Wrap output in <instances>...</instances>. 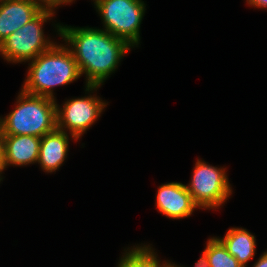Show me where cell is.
Listing matches in <instances>:
<instances>
[{
	"instance_id": "obj_11",
	"label": "cell",
	"mask_w": 267,
	"mask_h": 267,
	"mask_svg": "<svg viewBox=\"0 0 267 267\" xmlns=\"http://www.w3.org/2000/svg\"><path fill=\"white\" fill-rule=\"evenodd\" d=\"M69 135L56 128L41 137L38 162L43 171L56 172L67 157Z\"/></svg>"
},
{
	"instance_id": "obj_6",
	"label": "cell",
	"mask_w": 267,
	"mask_h": 267,
	"mask_svg": "<svg viewBox=\"0 0 267 267\" xmlns=\"http://www.w3.org/2000/svg\"><path fill=\"white\" fill-rule=\"evenodd\" d=\"M225 169L197 159L191 182L185 186L199 209L219 208L232 194Z\"/></svg>"
},
{
	"instance_id": "obj_20",
	"label": "cell",
	"mask_w": 267,
	"mask_h": 267,
	"mask_svg": "<svg viewBox=\"0 0 267 267\" xmlns=\"http://www.w3.org/2000/svg\"><path fill=\"white\" fill-rule=\"evenodd\" d=\"M168 267H179L178 265H175V263H171Z\"/></svg>"
},
{
	"instance_id": "obj_12",
	"label": "cell",
	"mask_w": 267,
	"mask_h": 267,
	"mask_svg": "<svg viewBox=\"0 0 267 267\" xmlns=\"http://www.w3.org/2000/svg\"><path fill=\"white\" fill-rule=\"evenodd\" d=\"M227 251L234 256L242 267L252 260L256 251V239L244 228H230L223 239L218 238Z\"/></svg>"
},
{
	"instance_id": "obj_19",
	"label": "cell",
	"mask_w": 267,
	"mask_h": 267,
	"mask_svg": "<svg viewBox=\"0 0 267 267\" xmlns=\"http://www.w3.org/2000/svg\"><path fill=\"white\" fill-rule=\"evenodd\" d=\"M3 171V151H2V133L0 130V174H2ZM2 178L0 175V182H1Z\"/></svg>"
},
{
	"instance_id": "obj_2",
	"label": "cell",
	"mask_w": 267,
	"mask_h": 267,
	"mask_svg": "<svg viewBox=\"0 0 267 267\" xmlns=\"http://www.w3.org/2000/svg\"><path fill=\"white\" fill-rule=\"evenodd\" d=\"M66 46L54 43L29 63L27 79L22 86L25 92L55 99L54 87L80 78L77 62Z\"/></svg>"
},
{
	"instance_id": "obj_8",
	"label": "cell",
	"mask_w": 267,
	"mask_h": 267,
	"mask_svg": "<svg viewBox=\"0 0 267 267\" xmlns=\"http://www.w3.org/2000/svg\"><path fill=\"white\" fill-rule=\"evenodd\" d=\"M156 206L159 212L171 219L189 217L194 209L199 208L186 186L179 182H170L159 186Z\"/></svg>"
},
{
	"instance_id": "obj_17",
	"label": "cell",
	"mask_w": 267,
	"mask_h": 267,
	"mask_svg": "<svg viewBox=\"0 0 267 267\" xmlns=\"http://www.w3.org/2000/svg\"><path fill=\"white\" fill-rule=\"evenodd\" d=\"M249 5L254 6L256 8H264L267 9V0H247Z\"/></svg>"
},
{
	"instance_id": "obj_15",
	"label": "cell",
	"mask_w": 267,
	"mask_h": 267,
	"mask_svg": "<svg viewBox=\"0 0 267 267\" xmlns=\"http://www.w3.org/2000/svg\"><path fill=\"white\" fill-rule=\"evenodd\" d=\"M42 9L51 10L62 4L72 3L73 0H34Z\"/></svg>"
},
{
	"instance_id": "obj_7",
	"label": "cell",
	"mask_w": 267,
	"mask_h": 267,
	"mask_svg": "<svg viewBox=\"0 0 267 267\" xmlns=\"http://www.w3.org/2000/svg\"><path fill=\"white\" fill-rule=\"evenodd\" d=\"M107 103L97 96L79 97L67 100L63 108L57 105V128L77 141L100 117Z\"/></svg>"
},
{
	"instance_id": "obj_14",
	"label": "cell",
	"mask_w": 267,
	"mask_h": 267,
	"mask_svg": "<svg viewBox=\"0 0 267 267\" xmlns=\"http://www.w3.org/2000/svg\"><path fill=\"white\" fill-rule=\"evenodd\" d=\"M204 252L207 254L210 267H242L218 237L209 238Z\"/></svg>"
},
{
	"instance_id": "obj_9",
	"label": "cell",
	"mask_w": 267,
	"mask_h": 267,
	"mask_svg": "<svg viewBox=\"0 0 267 267\" xmlns=\"http://www.w3.org/2000/svg\"><path fill=\"white\" fill-rule=\"evenodd\" d=\"M40 142V137L30 135H2L3 170L9 165L37 163Z\"/></svg>"
},
{
	"instance_id": "obj_18",
	"label": "cell",
	"mask_w": 267,
	"mask_h": 267,
	"mask_svg": "<svg viewBox=\"0 0 267 267\" xmlns=\"http://www.w3.org/2000/svg\"><path fill=\"white\" fill-rule=\"evenodd\" d=\"M253 267H267V254L264 252Z\"/></svg>"
},
{
	"instance_id": "obj_5",
	"label": "cell",
	"mask_w": 267,
	"mask_h": 267,
	"mask_svg": "<svg viewBox=\"0 0 267 267\" xmlns=\"http://www.w3.org/2000/svg\"><path fill=\"white\" fill-rule=\"evenodd\" d=\"M54 13L51 10L42 9L28 23L4 39L0 44V54L3 58L8 62L19 63L31 61L46 52L54 42L48 37L45 38L42 26L53 17Z\"/></svg>"
},
{
	"instance_id": "obj_10",
	"label": "cell",
	"mask_w": 267,
	"mask_h": 267,
	"mask_svg": "<svg viewBox=\"0 0 267 267\" xmlns=\"http://www.w3.org/2000/svg\"><path fill=\"white\" fill-rule=\"evenodd\" d=\"M41 10L34 0H0V44Z\"/></svg>"
},
{
	"instance_id": "obj_16",
	"label": "cell",
	"mask_w": 267,
	"mask_h": 267,
	"mask_svg": "<svg viewBox=\"0 0 267 267\" xmlns=\"http://www.w3.org/2000/svg\"><path fill=\"white\" fill-rule=\"evenodd\" d=\"M179 267H181V266H179ZM195 267H210L207 254L204 251H203L201 257L199 258V261H197L195 263Z\"/></svg>"
},
{
	"instance_id": "obj_1",
	"label": "cell",
	"mask_w": 267,
	"mask_h": 267,
	"mask_svg": "<svg viewBox=\"0 0 267 267\" xmlns=\"http://www.w3.org/2000/svg\"><path fill=\"white\" fill-rule=\"evenodd\" d=\"M57 32L68 43L80 73L86 75V90L92 93L118 67L132 48L125 40L104 29L57 25Z\"/></svg>"
},
{
	"instance_id": "obj_13",
	"label": "cell",
	"mask_w": 267,
	"mask_h": 267,
	"mask_svg": "<svg viewBox=\"0 0 267 267\" xmlns=\"http://www.w3.org/2000/svg\"><path fill=\"white\" fill-rule=\"evenodd\" d=\"M122 256L117 267H168L171 264L165 261L161 265L157 254L149 245L133 246L131 250H125Z\"/></svg>"
},
{
	"instance_id": "obj_4",
	"label": "cell",
	"mask_w": 267,
	"mask_h": 267,
	"mask_svg": "<svg viewBox=\"0 0 267 267\" xmlns=\"http://www.w3.org/2000/svg\"><path fill=\"white\" fill-rule=\"evenodd\" d=\"M105 31L125 40L131 47L140 41V25L145 13L142 0H93Z\"/></svg>"
},
{
	"instance_id": "obj_3",
	"label": "cell",
	"mask_w": 267,
	"mask_h": 267,
	"mask_svg": "<svg viewBox=\"0 0 267 267\" xmlns=\"http://www.w3.org/2000/svg\"><path fill=\"white\" fill-rule=\"evenodd\" d=\"M16 103L12 112L0 118L2 135H30L41 138L57 128L56 99L29 94L22 89Z\"/></svg>"
}]
</instances>
